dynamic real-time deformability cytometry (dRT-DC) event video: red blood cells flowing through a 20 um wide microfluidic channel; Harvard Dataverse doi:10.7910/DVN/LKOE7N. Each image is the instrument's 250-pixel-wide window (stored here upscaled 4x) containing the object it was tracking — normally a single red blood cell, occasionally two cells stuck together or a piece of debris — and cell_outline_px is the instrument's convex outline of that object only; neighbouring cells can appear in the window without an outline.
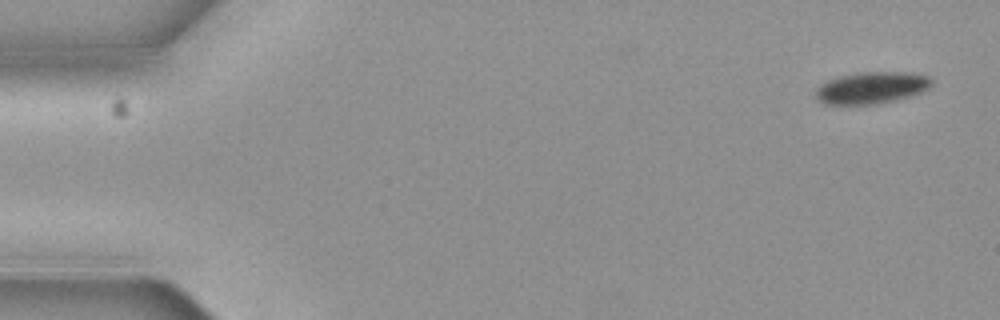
{"species": "common noctule bat (a hibernating species)", "species_latin": "Nyctalus noctula", "temperature_condition": "cold", "stored_images_in_passage": 5, "camera_frame_rate_fps": 3000, "um_per_image_px": 0.085, "animal": {"sex": "female", "body_mass_g": 19.3, "forearm_length_mm": 54.1}, "frame": {"image": 1, "passage_image": 1, "time_ms": 0.0, "image_size_px": [1000, 320], "cell_outline_px": [[932, 84], [924, 92], [896, 100], [872, 104], [824, 104], [816, 96], [816, 88], [820, 84], [828, 80], [840, 76], [860, 72], [912, 72], [928, 76], [932, 80]], "centroid_in_image_um": [74.11, 7.45], "position_along_channel_um": 10.9, "area_um2": 21.5}}
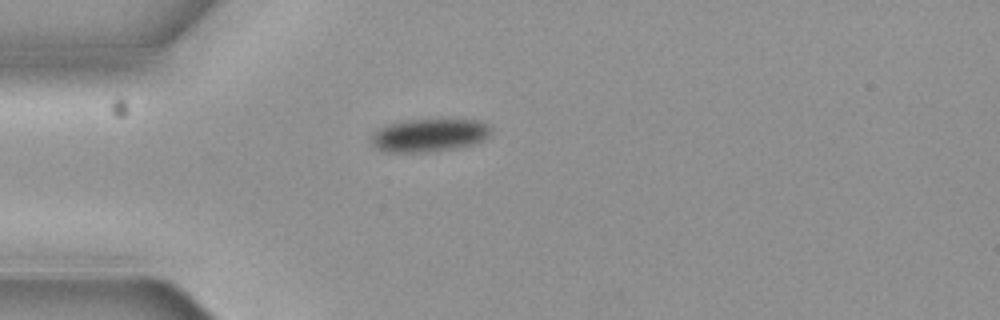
{"frame": {"image": 2, "passage_image": 5, "time_ms": 1.333, "image_size_px": [1000, 320], "cell_outline_px": [[492, 132], [484, 140], [472, 144], [456, 148], [424, 152], [384, 152], [376, 148], [372, 144], [372, 132], [376, 128], [388, 124], [404, 120], [480, 120], [488, 124], [492, 128]], "centroid_in_image_um": [36.47, 11.49], "position_along_channel_um": 48.5, "area_um2": 23.18}}